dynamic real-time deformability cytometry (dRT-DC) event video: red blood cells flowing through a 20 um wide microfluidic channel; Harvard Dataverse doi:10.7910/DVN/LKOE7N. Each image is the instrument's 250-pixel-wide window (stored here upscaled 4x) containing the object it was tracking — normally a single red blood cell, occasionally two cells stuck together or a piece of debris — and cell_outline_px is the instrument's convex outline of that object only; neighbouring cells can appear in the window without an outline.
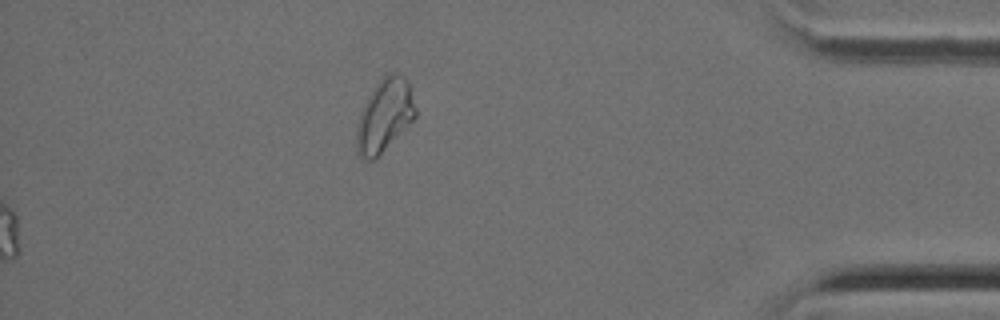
{"species": "Egyptian fruit bat (a non-hibernating species)", "species_latin": "Rousettus aegyptiacus", "temperature_condition": "cold", "stored_images_in_passage": 39, "segment_of_instrument_passage": [2, 2], "camera_frame_rate_fps": 3000, "um_per_image_px": 0.085, "animal": {"sex": "female"}, "frame": {"image": 1, "passage_image": 39, "time_ms": 12.667, "image_size_px": [1000, 320], "cell_outline_px": [[416, 116], [376, 160], [364, 160], [356, 152], [356, 124], [364, 104], [368, 96], [376, 84], [388, 72], [396, 72], [404, 76], [408, 84], [416, 108]], "centroid_in_image_um": [32.66, 9.85], "position_along_channel_um": 402.5, "area_um2": 25.03}}